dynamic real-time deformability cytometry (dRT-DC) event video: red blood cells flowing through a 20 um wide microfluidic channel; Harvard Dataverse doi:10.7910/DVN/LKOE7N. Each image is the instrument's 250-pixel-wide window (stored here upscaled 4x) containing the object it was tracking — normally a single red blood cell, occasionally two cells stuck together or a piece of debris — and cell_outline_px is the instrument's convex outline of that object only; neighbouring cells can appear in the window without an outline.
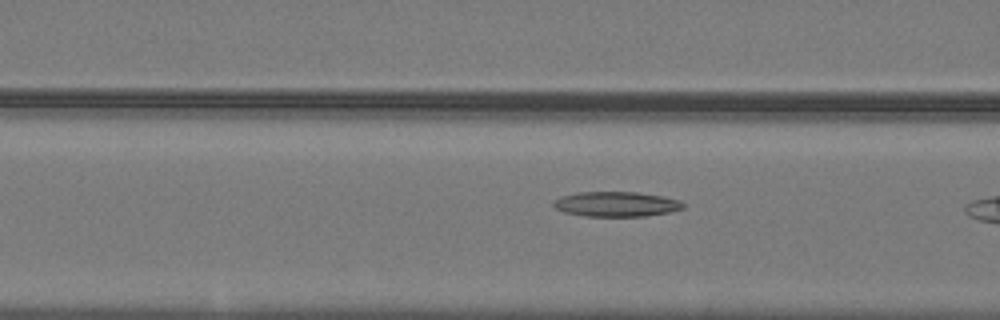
{"species": "common noctule bat (a hibernating species)", "species_latin": "Nyctalus noctula", "temperature_condition": "warm", "stored_images_in_passage": 17, "camera_frame_rate_fps": 3000, "um_per_image_px": 0.085, "animal": {"sex": "male", "body_mass_g": 19.2, "forearm_length_mm": 51.8}, "frame": {"image": 1, "passage_image": 15, "time_ms": 4.667, "image_size_px": [1000, 320], "cell_outline_px": [[684, 208], [668, 212], [644, 216], [584, 216], [564, 212], [556, 208], [552, 204], [560, 196], [580, 192], [636, 192], [664, 196], [680, 200], [684, 204]], "centroid_in_image_um": [52.39, 17.34], "position_along_channel_um": 114.2, "area_um2": 18.79}}